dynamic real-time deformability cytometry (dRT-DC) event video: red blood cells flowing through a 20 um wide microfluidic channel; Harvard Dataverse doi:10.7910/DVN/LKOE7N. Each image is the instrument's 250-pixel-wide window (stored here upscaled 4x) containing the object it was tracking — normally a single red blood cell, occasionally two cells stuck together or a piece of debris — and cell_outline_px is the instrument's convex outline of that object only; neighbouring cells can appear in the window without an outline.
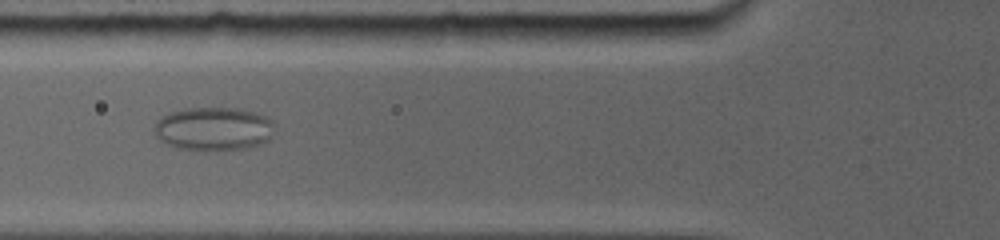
{"species": "common noctule bat (a hibernating species)", "species_latin": "Nyctalus noctula", "temperature_condition": "room temperature", "stored_images_in_passage": 23, "camera_frame_rate_fps": 5000, "um_per_image_px": 0.085, "animal": {"sex": "female", "body_mass_g": 19.0, "forearm_length_mm": 56.7}, "frame": {"image": 1, "passage_image": 9, "time_ms": 6.6, "image_size_px": [1000, 240], "cell_outline_px": [[272, 120], [268, 136], [256, 144], [236, 148], [188, 148], [172, 144], [164, 140], [156, 132], [156, 124], [164, 116], [172, 112], [188, 108], [236, 108], [252, 112], [264, 116]], "centroid_in_image_um": [18.15, 10.88], "position_along_channel_um": 107.7, "area_um2": 28.09}}
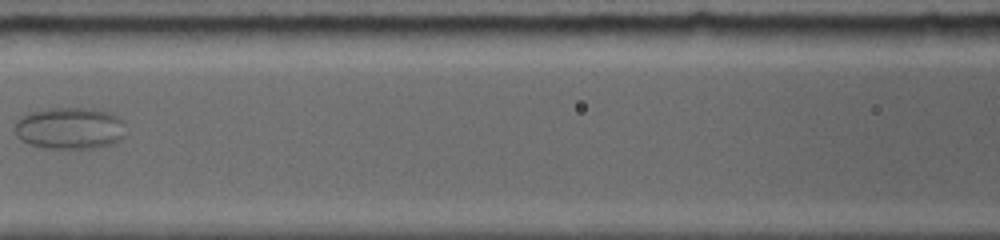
{"frame": {"image": 2, "passage_image": 11, "time_ms": 8.2, "image_size_px": [1000, 240], "cell_outline_px": [[120, 120], [116, 140], [92, 148], [64, 148], [32, 144], [24, 140], [16, 132], [16, 124], [24, 116], [32, 112], [52, 108], [84, 108], [108, 112], [116, 116]], "centroid_in_image_um": [5.85, 10.87], "position_along_channel_um": 160.8, "area_um2": 25.03}}
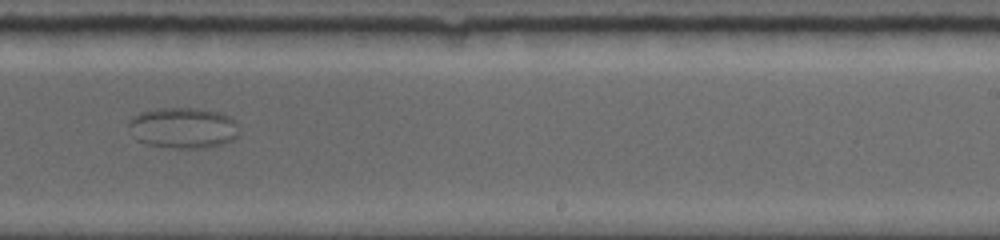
{"frame": {"image": 3, "passage_image": 15, "time_ms": 11.6, "image_size_px": [1000, 240], "cell_outline_px": [[236, 136], [232, 140], [220, 144], [204, 148], [176, 148], [144, 144], [136, 140], [128, 124], [132, 116], [140, 112], [156, 108], [196, 108], [220, 112], [236, 120]], "centroid_in_image_um": [15.52, 10.86], "position_along_channel_um": 273.5, "area_um2": 26.24}}